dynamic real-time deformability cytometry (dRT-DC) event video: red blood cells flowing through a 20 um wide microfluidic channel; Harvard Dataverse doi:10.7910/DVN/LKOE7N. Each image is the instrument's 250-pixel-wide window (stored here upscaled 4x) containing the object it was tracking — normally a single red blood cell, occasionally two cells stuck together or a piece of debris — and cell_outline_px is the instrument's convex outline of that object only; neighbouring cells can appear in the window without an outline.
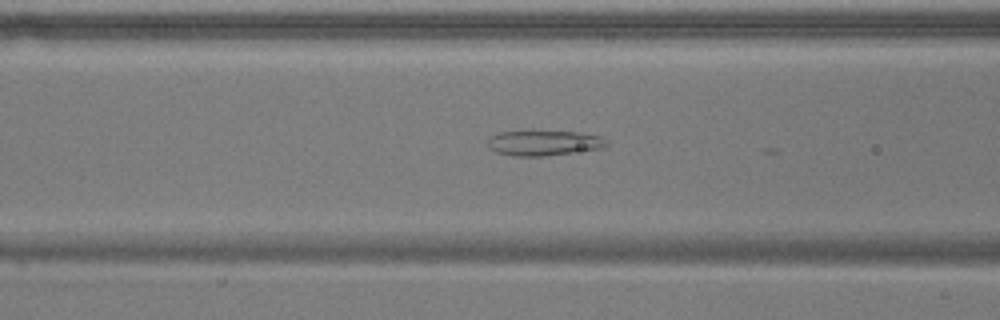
{"species": "common noctule bat (a hibernating species)", "species_latin": "Nyctalus noctula", "temperature_condition": "warm", "stored_images_in_passage": 46, "camera_frame_rate_fps": 3000, "um_per_image_px": 0.085, "animal": {"sex": "male", "body_mass_g": 17.9}, "frame": {"image": 1, "passage_image": 20, "time_ms": 6.333, "image_size_px": [1000, 320], "cell_outline_px": [[608, 144], [600, 148], [544, 156], [516, 156], [496, 152], [488, 148], [488, 140], [492, 136], [500, 132], [580, 132], [600, 136], [608, 140]], "centroid_in_image_um": [46.23, 12.16], "position_along_channel_um": 120.4, "area_um2": 17.05}}
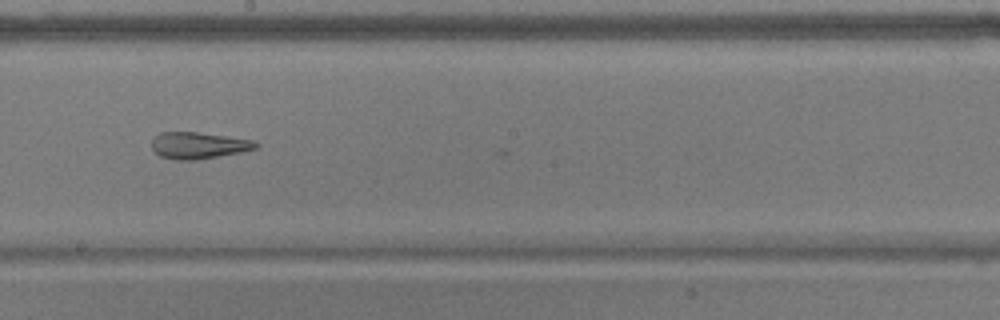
{"frame": {"image": 2, "passage_image": 29, "time_ms": 9.333, "image_size_px": [1000, 320], "cell_outline_px": [[260, 144], [256, 148], [240, 152], [196, 160], [176, 160], [160, 156], [152, 148], [152, 140], [160, 132], [196, 132], [252, 140]], "centroid_in_image_um": [16.85, 12.36], "position_along_channel_um": 231.4, "area_um2": 15.9}}
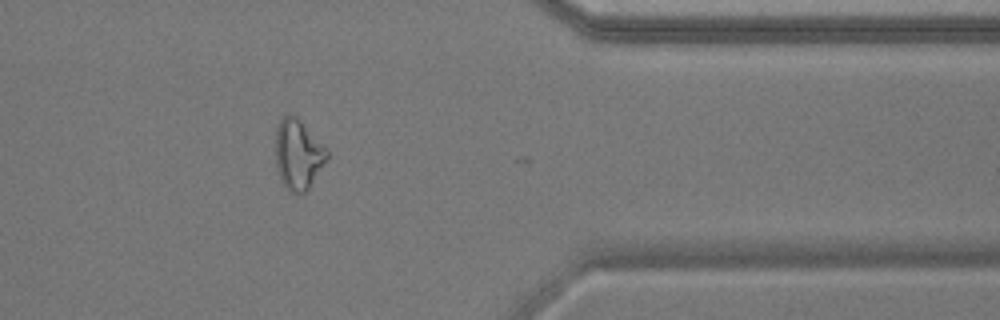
{"frame": {"image": 3, "passage_image": 43, "time_ms": 14.0, "image_size_px": [1000, 320], "cell_outline_px": [[328, 156], [308, 188], [304, 192], [292, 192], [284, 184], [276, 168], [276, 128], [280, 120], [284, 116], [296, 116], [328, 148]], "centroid_in_image_um": [25.34, 13.09], "position_along_channel_um": 386.1, "area_um2": 20.46}, "authors_computed_cell_mechanics": {"area_um2": 19.7098, "velocity_mm_per_s": 3.6944, "shape_relaxation_time_tau1_ms": null, "shape_relaxation_time_tau2_ms": 4.2325, "deformation_change_tau1": null, "deformation_change_tau2": 0.1606}}